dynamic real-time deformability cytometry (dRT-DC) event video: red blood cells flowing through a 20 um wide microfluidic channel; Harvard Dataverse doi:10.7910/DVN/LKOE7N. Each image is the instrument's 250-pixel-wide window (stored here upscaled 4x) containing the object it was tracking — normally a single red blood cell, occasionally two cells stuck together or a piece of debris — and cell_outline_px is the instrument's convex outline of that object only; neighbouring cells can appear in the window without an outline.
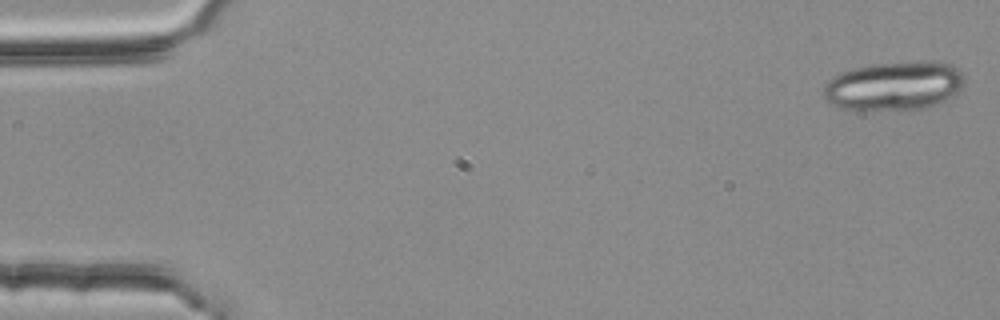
{"species": "common noctule bat (a hibernating species)", "species_latin": "Nyctalus noctula", "temperature_condition": "room temperature", "stored_images_in_passage": 4, "camera_frame_rate_fps": 3000, "um_per_image_px": 0.085, "animal": {"sex": "female", "body_mass_g": 25.1}, "frame": {"image": 1, "passage_image": 1, "time_ms": 0.0, "image_size_px": [1000, 320], "cell_outline_px": [[964, 84], [956, 96], [948, 100], [924, 108], [908, 112], [852, 112], [840, 108], [828, 100], [824, 96], [824, 84], [828, 80], [844, 72], [856, 68], [872, 64], [916, 60], [936, 60], [952, 64], [960, 68], [964, 76]], "centroid_in_image_um": [76.07, 7.34], "position_along_channel_um": 8.9, "area_um2": 42.02}}